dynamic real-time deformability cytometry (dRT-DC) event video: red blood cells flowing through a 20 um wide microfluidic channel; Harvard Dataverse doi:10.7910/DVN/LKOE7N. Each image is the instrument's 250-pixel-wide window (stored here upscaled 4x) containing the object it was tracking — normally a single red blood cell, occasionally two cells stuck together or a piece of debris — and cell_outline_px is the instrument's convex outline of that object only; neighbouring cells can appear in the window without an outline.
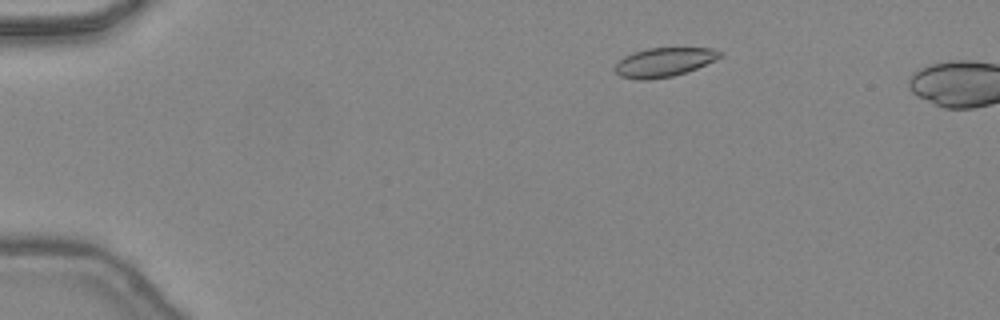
{"species": "common noctule bat (a hibernating species)", "species_latin": "Nyctalus noctula", "temperature_condition": "warm", "stored_images_in_passage": 10, "camera_frame_rate_fps": 3000, "um_per_image_px": 0.085, "animal": {"sex": "female", "body_mass_g": 24.6, "forearm_length_mm": 56.2}, "frame": {"image": 1, "passage_image": 7, "time_ms": 2.0, "image_size_px": [1000, 320], "cell_outline_px": [[724, 56], [716, 60], [688, 72], [672, 76], [648, 80], [640, 80], [620, 76], [616, 72], [616, 64], [624, 56], [648, 48], [716, 48], [724, 52]], "centroid_in_image_um": [56.53, 5.28], "position_along_channel_um": 28.5, "area_um2": 17.86}}